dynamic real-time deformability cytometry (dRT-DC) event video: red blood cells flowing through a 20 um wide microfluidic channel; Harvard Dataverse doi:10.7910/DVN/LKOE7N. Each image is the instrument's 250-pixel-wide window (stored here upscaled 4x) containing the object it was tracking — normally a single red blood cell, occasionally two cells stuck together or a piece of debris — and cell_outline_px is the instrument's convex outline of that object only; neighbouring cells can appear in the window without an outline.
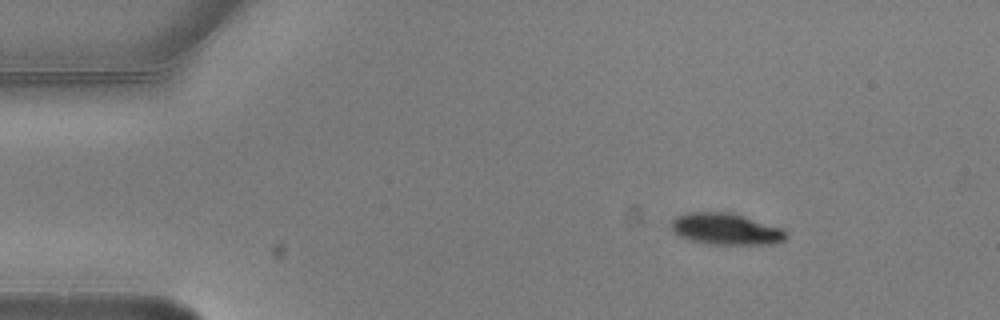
{"species": "common noctule bat (a hibernating species)", "species_latin": "Nyctalus noctula", "temperature_condition": "warm", "stored_images_in_passage": 5, "camera_frame_rate_fps": 3000, "um_per_image_px": 0.085, "animal": {"sex": "male", "body_mass_g": 20.5, "forearm_length_mm": 52.5}, "frame": {"image": 1, "passage_image": 1, "time_ms": 0.0, "image_size_px": [1000, 320], "cell_outline_px": [[788, 236], [784, 240], [772, 244], [708, 244], [688, 240], [676, 236], [672, 232], [672, 220], [676, 216], [688, 212], [732, 212], [780, 228]], "centroid_in_image_um": [61.63, 19.47], "position_along_channel_um": 23.4, "area_um2": 21.1}}
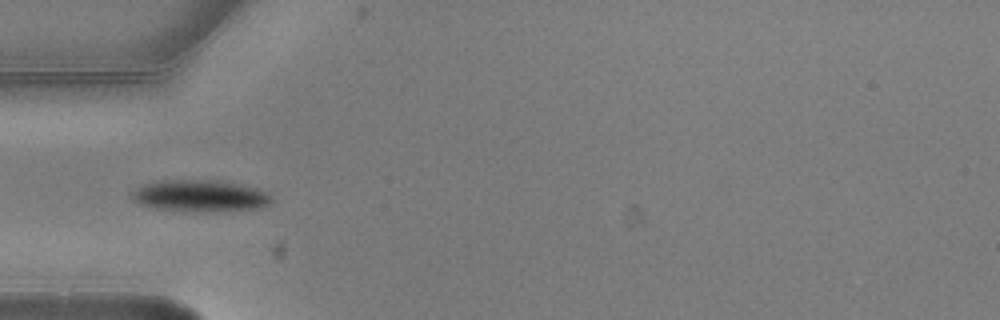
{"frame": {"image": 2, "passage_image": 4, "time_ms": 1.0, "image_size_px": [1000, 320], "cell_outline_px": [[272, 200], [268, 204], [252, 208], [212, 212], [184, 212], [148, 208], [132, 200], [128, 192], [144, 184], [156, 180], [212, 180], [236, 184], [256, 188], [268, 192], [272, 196]], "centroid_in_image_um": [16.88, 16.66], "position_along_channel_um": 68.1, "area_um2": 26.24}}
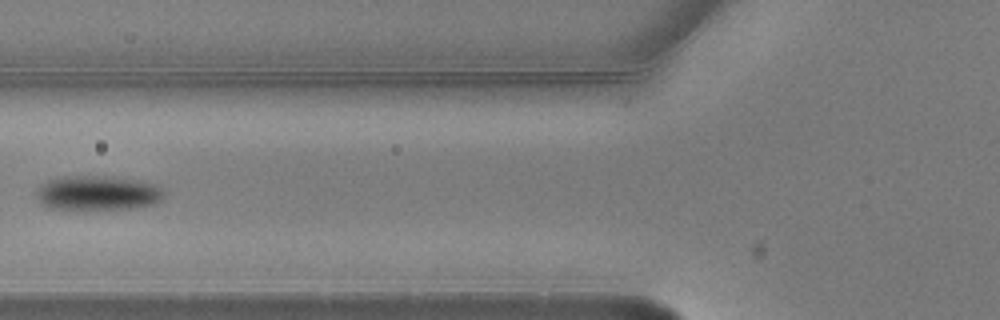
{"frame": {"image": 3, "passage_image": 5, "time_ms": 1.333, "image_size_px": [1000, 320], "cell_outline_px": [[164, 196], [160, 200], [152, 204], [136, 208], [52, 208], [40, 204], [36, 196], [36, 192], [40, 184], [48, 180], [64, 176], [104, 176], [136, 180], [152, 184], [160, 188], [164, 192]], "centroid_in_image_um": [8.26, 16.39], "position_along_channel_um": 117.5, "area_um2": 25.26}}